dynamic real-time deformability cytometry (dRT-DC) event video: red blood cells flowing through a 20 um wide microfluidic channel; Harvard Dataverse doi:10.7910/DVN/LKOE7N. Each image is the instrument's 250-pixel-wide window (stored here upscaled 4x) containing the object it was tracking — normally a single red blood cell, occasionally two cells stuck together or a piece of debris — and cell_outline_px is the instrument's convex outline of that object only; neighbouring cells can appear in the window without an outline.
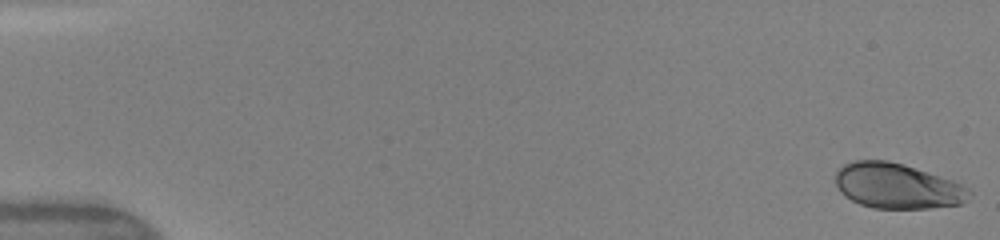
{"species": "human", "species_latin": "Homo sapiens", "temperature_condition": "warm", "stored_images_in_passage": 49, "camera_frame_rate_fps": 3000, "um_per_image_px": 0.085, "donor": {"sex": "female"}, "frame": {"image": 1, "passage_image": 1, "time_ms": 0.0, "image_size_px": [1000, 240], "cell_outline_px": [[972, 192], [960, 204], [928, 208], [872, 208], [860, 204], [844, 196], [840, 192], [836, 184], [836, 172], [844, 164], [852, 160], [888, 160], [904, 164], [952, 180], [968, 188]], "centroid_in_image_um": [76.22, 15.8], "position_along_channel_um": 8.8, "area_um2": 35.14}}
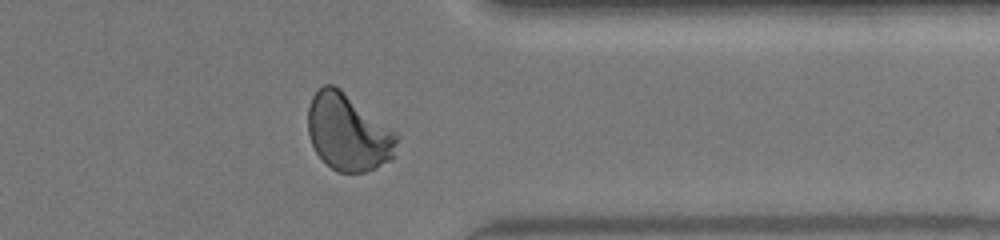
{"frame": {"image": 2, "passage_image": 40, "time_ms": 13.0, "image_size_px": [1000, 240], "cell_outline_px": [[400, 136], [392, 156], [388, 160], [364, 172], [336, 172], [316, 152], [312, 144], [308, 132], [308, 108], [312, 96], [324, 84], [332, 84], [340, 88], [396, 132]], "centroid_in_image_um": [29.57, 11.23], "position_along_channel_um": 381.8, "area_um2": 39.3}}
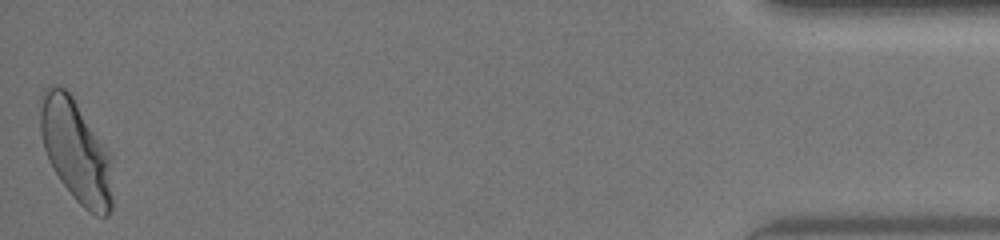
{"frame": {"image": 3, "passage_image": 49, "time_ms": 16.0, "image_size_px": [1000, 240], "cell_outline_px": [[112, 208], [108, 216], [96, 216], [88, 212], [72, 196], [60, 180], [44, 148], [40, 132], [40, 108], [44, 88], [48, 84], [56, 84], [64, 88], [72, 96], [108, 152], [112, 196]], "centroid_in_image_um": [6.43, 12.83], "position_along_channel_um": 428.8, "area_um2": 42.37}, "authors_computed_cell_mechanics": {"area_um2": 38.148, "velocity_mm_per_s": 4.1459, "shape_relaxation_time_tau1_ms": 3.8769, "shape_relaxation_time_tau2_ms": null, "deformation_change_tau1": 0.1543, "deformation_change_tau2": null}}